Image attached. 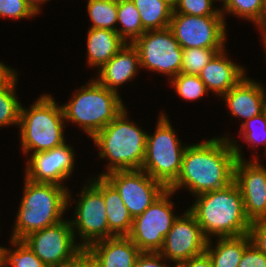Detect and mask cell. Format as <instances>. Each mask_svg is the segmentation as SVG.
<instances>
[{
	"label": "cell",
	"mask_w": 266,
	"mask_h": 267,
	"mask_svg": "<svg viewBox=\"0 0 266 267\" xmlns=\"http://www.w3.org/2000/svg\"><path fill=\"white\" fill-rule=\"evenodd\" d=\"M238 141L223 135L187 145L176 181L168 188H186L194 196L219 190L234 182L237 159H245Z\"/></svg>",
	"instance_id": "obj_1"
},
{
	"label": "cell",
	"mask_w": 266,
	"mask_h": 267,
	"mask_svg": "<svg viewBox=\"0 0 266 267\" xmlns=\"http://www.w3.org/2000/svg\"><path fill=\"white\" fill-rule=\"evenodd\" d=\"M189 211L200 225L203 235L236 237L249 233L251 222L246 216L244 202L235 182L229 186L195 196Z\"/></svg>",
	"instance_id": "obj_2"
},
{
	"label": "cell",
	"mask_w": 266,
	"mask_h": 267,
	"mask_svg": "<svg viewBox=\"0 0 266 267\" xmlns=\"http://www.w3.org/2000/svg\"><path fill=\"white\" fill-rule=\"evenodd\" d=\"M23 182L24 192L10 238L13 240H23L33 232L64 220L72 199L68 186L37 183L25 177Z\"/></svg>",
	"instance_id": "obj_3"
},
{
	"label": "cell",
	"mask_w": 266,
	"mask_h": 267,
	"mask_svg": "<svg viewBox=\"0 0 266 267\" xmlns=\"http://www.w3.org/2000/svg\"><path fill=\"white\" fill-rule=\"evenodd\" d=\"M125 108L114 120L99 131L92 141L101 159L108 160L104 176L118 170L141 169L145 158L147 131L129 120Z\"/></svg>",
	"instance_id": "obj_4"
},
{
	"label": "cell",
	"mask_w": 266,
	"mask_h": 267,
	"mask_svg": "<svg viewBox=\"0 0 266 267\" xmlns=\"http://www.w3.org/2000/svg\"><path fill=\"white\" fill-rule=\"evenodd\" d=\"M85 84L61 107L65 121L77 124L92 139L126 107L119 93L107 89L96 79Z\"/></svg>",
	"instance_id": "obj_5"
},
{
	"label": "cell",
	"mask_w": 266,
	"mask_h": 267,
	"mask_svg": "<svg viewBox=\"0 0 266 267\" xmlns=\"http://www.w3.org/2000/svg\"><path fill=\"white\" fill-rule=\"evenodd\" d=\"M55 101L50 94H44L28 109L21 107L19 137L25 155L48 151L65 143L66 122L62 107Z\"/></svg>",
	"instance_id": "obj_6"
},
{
	"label": "cell",
	"mask_w": 266,
	"mask_h": 267,
	"mask_svg": "<svg viewBox=\"0 0 266 267\" xmlns=\"http://www.w3.org/2000/svg\"><path fill=\"white\" fill-rule=\"evenodd\" d=\"M153 134L147 133L141 169L167 189L176 181L187 144L182 146L168 116L160 113Z\"/></svg>",
	"instance_id": "obj_7"
},
{
	"label": "cell",
	"mask_w": 266,
	"mask_h": 267,
	"mask_svg": "<svg viewBox=\"0 0 266 267\" xmlns=\"http://www.w3.org/2000/svg\"><path fill=\"white\" fill-rule=\"evenodd\" d=\"M174 192L167 189L141 215L135 217L127 235L141 252H159L164 238L178 217L170 198Z\"/></svg>",
	"instance_id": "obj_8"
},
{
	"label": "cell",
	"mask_w": 266,
	"mask_h": 267,
	"mask_svg": "<svg viewBox=\"0 0 266 267\" xmlns=\"http://www.w3.org/2000/svg\"><path fill=\"white\" fill-rule=\"evenodd\" d=\"M88 181L78 193L79 199L73 198L76 203L75 216L73 220H69L75 239L77 240L76 236L79 235L78 238L82 241L79 245L83 249L97 241L115 236L109 230L103 194L90 180Z\"/></svg>",
	"instance_id": "obj_9"
},
{
	"label": "cell",
	"mask_w": 266,
	"mask_h": 267,
	"mask_svg": "<svg viewBox=\"0 0 266 267\" xmlns=\"http://www.w3.org/2000/svg\"><path fill=\"white\" fill-rule=\"evenodd\" d=\"M132 44L138 50L140 68L164 74L168 79L180 73L183 49L169 27L145 31Z\"/></svg>",
	"instance_id": "obj_10"
},
{
	"label": "cell",
	"mask_w": 266,
	"mask_h": 267,
	"mask_svg": "<svg viewBox=\"0 0 266 267\" xmlns=\"http://www.w3.org/2000/svg\"><path fill=\"white\" fill-rule=\"evenodd\" d=\"M23 241L48 267H65L84 250L76 243L68 219L33 232Z\"/></svg>",
	"instance_id": "obj_11"
},
{
	"label": "cell",
	"mask_w": 266,
	"mask_h": 267,
	"mask_svg": "<svg viewBox=\"0 0 266 267\" xmlns=\"http://www.w3.org/2000/svg\"><path fill=\"white\" fill-rule=\"evenodd\" d=\"M226 25L223 16L173 13L169 28L182 49L226 48Z\"/></svg>",
	"instance_id": "obj_12"
},
{
	"label": "cell",
	"mask_w": 266,
	"mask_h": 267,
	"mask_svg": "<svg viewBox=\"0 0 266 267\" xmlns=\"http://www.w3.org/2000/svg\"><path fill=\"white\" fill-rule=\"evenodd\" d=\"M104 177L119 192L132 218L141 215L167 188L142 169L118 170Z\"/></svg>",
	"instance_id": "obj_13"
},
{
	"label": "cell",
	"mask_w": 266,
	"mask_h": 267,
	"mask_svg": "<svg viewBox=\"0 0 266 267\" xmlns=\"http://www.w3.org/2000/svg\"><path fill=\"white\" fill-rule=\"evenodd\" d=\"M207 242L208 239L203 235L196 218L187 208L173 222L159 253L166 261L174 262L176 267L181 262L202 254L206 250Z\"/></svg>",
	"instance_id": "obj_14"
},
{
	"label": "cell",
	"mask_w": 266,
	"mask_h": 267,
	"mask_svg": "<svg viewBox=\"0 0 266 267\" xmlns=\"http://www.w3.org/2000/svg\"><path fill=\"white\" fill-rule=\"evenodd\" d=\"M258 157L253 156L252 161L237 159L234 168V182L240 189L250 222L266 220V168Z\"/></svg>",
	"instance_id": "obj_15"
},
{
	"label": "cell",
	"mask_w": 266,
	"mask_h": 267,
	"mask_svg": "<svg viewBox=\"0 0 266 267\" xmlns=\"http://www.w3.org/2000/svg\"><path fill=\"white\" fill-rule=\"evenodd\" d=\"M66 143L48 151L31 154L26 162L25 178L37 183L65 186L64 181L71 177L75 168V151Z\"/></svg>",
	"instance_id": "obj_16"
},
{
	"label": "cell",
	"mask_w": 266,
	"mask_h": 267,
	"mask_svg": "<svg viewBox=\"0 0 266 267\" xmlns=\"http://www.w3.org/2000/svg\"><path fill=\"white\" fill-rule=\"evenodd\" d=\"M226 49L217 52L199 74L208 92L222 97L246 75L244 67L228 59Z\"/></svg>",
	"instance_id": "obj_17"
},
{
	"label": "cell",
	"mask_w": 266,
	"mask_h": 267,
	"mask_svg": "<svg viewBox=\"0 0 266 267\" xmlns=\"http://www.w3.org/2000/svg\"><path fill=\"white\" fill-rule=\"evenodd\" d=\"M140 68L139 53L132 43L125 45L98 70L96 80L109 90L119 93L124 83L132 81Z\"/></svg>",
	"instance_id": "obj_18"
},
{
	"label": "cell",
	"mask_w": 266,
	"mask_h": 267,
	"mask_svg": "<svg viewBox=\"0 0 266 267\" xmlns=\"http://www.w3.org/2000/svg\"><path fill=\"white\" fill-rule=\"evenodd\" d=\"M99 267H134L142 253L128 236L97 241L85 249Z\"/></svg>",
	"instance_id": "obj_19"
},
{
	"label": "cell",
	"mask_w": 266,
	"mask_h": 267,
	"mask_svg": "<svg viewBox=\"0 0 266 267\" xmlns=\"http://www.w3.org/2000/svg\"><path fill=\"white\" fill-rule=\"evenodd\" d=\"M221 98L229 115L243 119L242 123L264 112L261 84L247 76Z\"/></svg>",
	"instance_id": "obj_20"
},
{
	"label": "cell",
	"mask_w": 266,
	"mask_h": 267,
	"mask_svg": "<svg viewBox=\"0 0 266 267\" xmlns=\"http://www.w3.org/2000/svg\"><path fill=\"white\" fill-rule=\"evenodd\" d=\"M89 180L103 194L109 230L115 236H127L130 233L133 218L119 192L104 176L89 178Z\"/></svg>",
	"instance_id": "obj_21"
},
{
	"label": "cell",
	"mask_w": 266,
	"mask_h": 267,
	"mask_svg": "<svg viewBox=\"0 0 266 267\" xmlns=\"http://www.w3.org/2000/svg\"><path fill=\"white\" fill-rule=\"evenodd\" d=\"M125 41L117 31L89 28L87 34V64L103 67L124 45Z\"/></svg>",
	"instance_id": "obj_22"
},
{
	"label": "cell",
	"mask_w": 266,
	"mask_h": 267,
	"mask_svg": "<svg viewBox=\"0 0 266 267\" xmlns=\"http://www.w3.org/2000/svg\"><path fill=\"white\" fill-rule=\"evenodd\" d=\"M209 239L206 252L212 260L213 267H238L245 248L251 243L249 234L236 237H217L216 245Z\"/></svg>",
	"instance_id": "obj_23"
},
{
	"label": "cell",
	"mask_w": 266,
	"mask_h": 267,
	"mask_svg": "<svg viewBox=\"0 0 266 267\" xmlns=\"http://www.w3.org/2000/svg\"><path fill=\"white\" fill-rule=\"evenodd\" d=\"M137 7L143 29L161 30L168 28L173 7L164 0H132Z\"/></svg>",
	"instance_id": "obj_24"
},
{
	"label": "cell",
	"mask_w": 266,
	"mask_h": 267,
	"mask_svg": "<svg viewBox=\"0 0 266 267\" xmlns=\"http://www.w3.org/2000/svg\"><path fill=\"white\" fill-rule=\"evenodd\" d=\"M18 82L17 71H13L0 83V128L10 125L19 127L22 104L16 92Z\"/></svg>",
	"instance_id": "obj_25"
},
{
	"label": "cell",
	"mask_w": 266,
	"mask_h": 267,
	"mask_svg": "<svg viewBox=\"0 0 266 267\" xmlns=\"http://www.w3.org/2000/svg\"><path fill=\"white\" fill-rule=\"evenodd\" d=\"M116 31L126 43H133L145 30L141 23L140 14L132 0H119Z\"/></svg>",
	"instance_id": "obj_26"
},
{
	"label": "cell",
	"mask_w": 266,
	"mask_h": 267,
	"mask_svg": "<svg viewBox=\"0 0 266 267\" xmlns=\"http://www.w3.org/2000/svg\"><path fill=\"white\" fill-rule=\"evenodd\" d=\"M87 10L92 24L90 28L116 31L118 2L111 0H88Z\"/></svg>",
	"instance_id": "obj_27"
},
{
	"label": "cell",
	"mask_w": 266,
	"mask_h": 267,
	"mask_svg": "<svg viewBox=\"0 0 266 267\" xmlns=\"http://www.w3.org/2000/svg\"><path fill=\"white\" fill-rule=\"evenodd\" d=\"M169 82L174 87L178 96L186 101L198 100L209 94L199 75H188L180 72L170 79Z\"/></svg>",
	"instance_id": "obj_28"
},
{
	"label": "cell",
	"mask_w": 266,
	"mask_h": 267,
	"mask_svg": "<svg viewBox=\"0 0 266 267\" xmlns=\"http://www.w3.org/2000/svg\"><path fill=\"white\" fill-rule=\"evenodd\" d=\"M10 241L14 250L6 249L5 267H48L23 240Z\"/></svg>",
	"instance_id": "obj_29"
},
{
	"label": "cell",
	"mask_w": 266,
	"mask_h": 267,
	"mask_svg": "<svg viewBox=\"0 0 266 267\" xmlns=\"http://www.w3.org/2000/svg\"><path fill=\"white\" fill-rule=\"evenodd\" d=\"M224 48H188L183 49L180 72L188 75H199L212 57Z\"/></svg>",
	"instance_id": "obj_30"
},
{
	"label": "cell",
	"mask_w": 266,
	"mask_h": 267,
	"mask_svg": "<svg viewBox=\"0 0 266 267\" xmlns=\"http://www.w3.org/2000/svg\"><path fill=\"white\" fill-rule=\"evenodd\" d=\"M264 4L265 0H228L220 11L224 20H226V14H233V16L250 20L256 25L262 16Z\"/></svg>",
	"instance_id": "obj_31"
},
{
	"label": "cell",
	"mask_w": 266,
	"mask_h": 267,
	"mask_svg": "<svg viewBox=\"0 0 266 267\" xmlns=\"http://www.w3.org/2000/svg\"><path fill=\"white\" fill-rule=\"evenodd\" d=\"M240 126L241 133L238 135H242V141L248 143V146L253 144L254 146L252 147L254 148H257L262 143L265 147L264 154L266 155V113L263 112L258 116L248 119Z\"/></svg>",
	"instance_id": "obj_32"
},
{
	"label": "cell",
	"mask_w": 266,
	"mask_h": 267,
	"mask_svg": "<svg viewBox=\"0 0 266 267\" xmlns=\"http://www.w3.org/2000/svg\"><path fill=\"white\" fill-rule=\"evenodd\" d=\"M213 0H178L173 13L192 16H223L220 8L213 6Z\"/></svg>",
	"instance_id": "obj_33"
},
{
	"label": "cell",
	"mask_w": 266,
	"mask_h": 267,
	"mask_svg": "<svg viewBox=\"0 0 266 267\" xmlns=\"http://www.w3.org/2000/svg\"><path fill=\"white\" fill-rule=\"evenodd\" d=\"M36 15L24 0H0V18L21 20L33 18Z\"/></svg>",
	"instance_id": "obj_34"
},
{
	"label": "cell",
	"mask_w": 266,
	"mask_h": 267,
	"mask_svg": "<svg viewBox=\"0 0 266 267\" xmlns=\"http://www.w3.org/2000/svg\"><path fill=\"white\" fill-rule=\"evenodd\" d=\"M238 267H266V254L250 243L245 248Z\"/></svg>",
	"instance_id": "obj_35"
},
{
	"label": "cell",
	"mask_w": 266,
	"mask_h": 267,
	"mask_svg": "<svg viewBox=\"0 0 266 267\" xmlns=\"http://www.w3.org/2000/svg\"><path fill=\"white\" fill-rule=\"evenodd\" d=\"M248 234L251 243L266 254V220L251 222Z\"/></svg>",
	"instance_id": "obj_36"
},
{
	"label": "cell",
	"mask_w": 266,
	"mask_h": 267,
	"mask_svg": "<svg viewBox=\"0 0 266 267\" xmlns=\"http://www.w3.org/2000/svg\"><path fill=\"white\" fill-rule=\"evenodd\" d=\"M165 260L159 252H142L134 267H170Z\"/></svg>",
	"instance_id": "obj_37"
},
{
	"label": "cell",
	"mask_w": 266,
	"mask_h": 267,
	"mask_svg": "<svg viewBox=\"0 0 266 267\" xmlns=\"http://www.w3.org/2000/svg\"><path fill=\"white\" fill-rule=\"evenodd\" d=\"M176 267H213V263L208 253L204 251L202 254L181 262Z\"/></svg>",
	"instance_id": "obj_38"
},
{
	"label": "cell",
	"mask_w": 266,
	"mask_h": 267,
	"mask_svg": "<svg viewBox=\"0 0 266 267\" xmlns=\"http://www.w3.org/2000/svg\"><path fill=\"white\" fill-rule=\"evenodd\" d=\"M65 267H99L94 258L84 249Z\"/></svg>",
	"instance_id": "obj_39"
},
{
	"label": "cell",
	"mask_w": 266,
	"mask_h": 267,
	"mask_svg": "<svg viewBox=\"0 0 266 267\" xmlns=\"http://www.w3.org/2000/svg\"><path fill=\"white\" fill-rule=\"evenodd\" d=\"M255 26L259 28L258 31L261 33L260 35L263 40L262 44L265 46L266 45V0H265L262 16Z\"/></svg>",
	"instance_id": "obj_40"
},
{
	"label": "cell",
	"mask_w": 266,
	"mask_h": 267,
	"mask_svg": "<svg viewBox=\"0 0 266 267\" xmlns=\"http://www.w3.org/2000/svg\"><path fill=\"white\" fill-rule=\"evenodd\" d=\"M24 1L38 15L42 11L41 8H40V6H42V4L48 2L49 0H24Z\"/></svg>",
	"instance_id": "obj_41"
},
{
	"label": "cell",
	"mask_w": 266,
	"mask_h": 267,
	"mask_svg": "<svg viewBox=\"0 0 266 267\" xmlns=\"http://www.w3.org/2000/svg\"><path fill=\"white\" fill-rule=\"evenodd\" d=\"M15 69L0 62V83H2Z\"/></svg>",
	"instance_id": "obj_42"
},
{
	"label": "cell",
	"mask_w": 266,
	"mask_h": 267,
	"mask_svg": "<svg viewBox=\"0 0 266 267\" xmlns=\"http://www.w3.org/2000/svg\"><path fill=\"white\" fill-rule=\"evenodd\" d=\"M6 247L0 246V267H5L6 263Z\"/></svg>",
	"instance_id": "obj_43"
},
{
	"label": "cell",
	"mask_w": 266,
	"mask_h": 267,
	"mask_svg": "<svg viewBox=\"0 0 266 267\" xmlns=\"http://www.w3.org/2000/svg\"><path fill=\"white\" fill-rule=\"evenodd\" d=\"M261 88H262V95H263V106H264V112L266 113V90H264L265 89V87H263L262 85H261Z\"/></svg>",
	"instance_id": "obj_44"
},
{
	"label": "cell",
	"mask_w": 266,
	"mask_h": 267,
	"mask_svg": "<svg viewBox=\"0 0 266 267\" xmlns=\"http://www.w3.org/2000/svg\"><path fill=\"white\" fill-rule=\"evenodd\" d=\"M166 1L168 4H170L172 7H174L177 3L178 0H164Z\"/></svg>",
	"instance_id": "obj_45"
},
{
	"label": "cell",
	"mask_w": 266,
	"mask_h": 267,
	"mask_svg": "<svg viewBox=\"0 0 266 267\" xmlns=\"http://www.w3.org/2000/svg\"><path fill=\"white\" fill-rule=\"evenodd\" d=\"M215 1H221V2H223L222 4H223V6L228 2V0H213V2H215Z\"/></svg>",
	"instance_id": "obj_46"
}]
</instances>
